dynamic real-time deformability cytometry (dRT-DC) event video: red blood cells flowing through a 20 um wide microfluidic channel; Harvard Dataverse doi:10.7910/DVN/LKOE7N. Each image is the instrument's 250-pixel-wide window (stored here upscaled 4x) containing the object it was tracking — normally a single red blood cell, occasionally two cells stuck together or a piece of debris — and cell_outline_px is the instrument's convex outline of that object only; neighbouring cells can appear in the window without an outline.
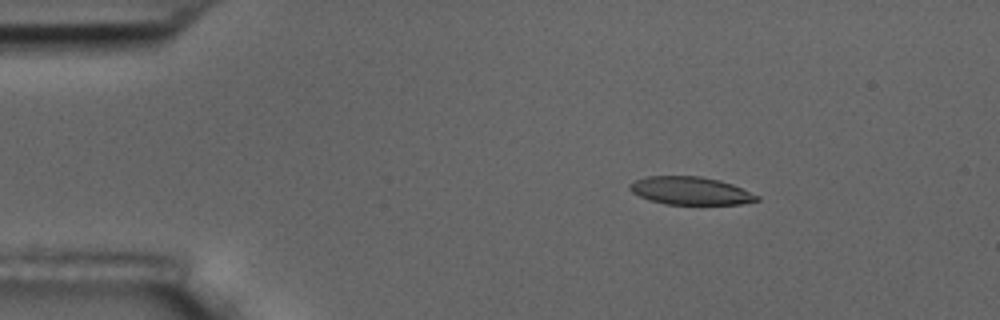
{"species": "common noctule bat (a hibernating species)", "species_latin": "Nyctalus noctula", "temperature_condition": "room temperature", "stored_images_in_passage": 4, "camera_frame_rate_fps": 3000, "um_per_image_px": 0.085, "animal": {"sex": "male", "body_mass_g": 17.5, "forearm_length_mm": 52.3}, "frame": {"image": 1, "passage_image": 2, "time_ms": 1.0, "image_size_px": [1000, 320], "cell_outline_px": [[760, 200], [740, 204], [664, 204], [648, 200], [632, 192], [628, 188], [628, 184], [636, 180], [648, 176], [700, 176], [720, 180], [732, 184], [760, 196]], "centroid_in_image_um": [58.68, 16.21], "position_along_channel_um": 26.3, "area_um2": 20.69}}